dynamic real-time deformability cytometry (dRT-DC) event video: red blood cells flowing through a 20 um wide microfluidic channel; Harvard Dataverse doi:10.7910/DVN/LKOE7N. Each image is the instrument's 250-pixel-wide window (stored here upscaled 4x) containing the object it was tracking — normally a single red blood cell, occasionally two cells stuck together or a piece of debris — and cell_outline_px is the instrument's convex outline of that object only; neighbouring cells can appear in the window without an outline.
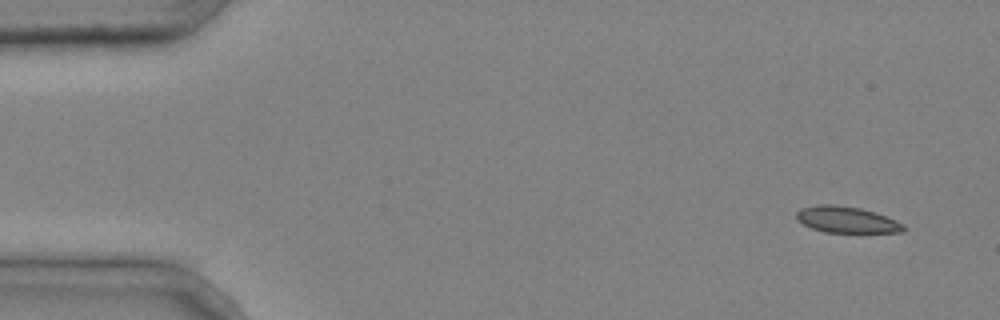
{"species": "common noctule bat (a hibernating species)", "species_latin": "Nyctalus noctula", "temperature_condition": "cold", "stored_images_in_passage": 5, "segment_of_instrument_passage": [1, 2], "camera_frame_rate_fps": 3000, "um_per_image_px": 0.085, "animal": {"sex": "male", "body_mass_g": 20.4}, "frame": {"image": 1, "passage_image": 1, "time_ms": 0.0, "image_size_px": [1000, 320], "cell_outline_px": [[908, 228], [900, 232], [824, 232], [812, 228], [796, 220], [796, 212], [800, 208], [820, 204], [832, 204], [860, 208], [876, 212], [896, 220], [904, 224]], "centroid_in_image_um": [71.96, 18.67], "position_along_channel_um": 13.0, "area_um2": 16.47}}